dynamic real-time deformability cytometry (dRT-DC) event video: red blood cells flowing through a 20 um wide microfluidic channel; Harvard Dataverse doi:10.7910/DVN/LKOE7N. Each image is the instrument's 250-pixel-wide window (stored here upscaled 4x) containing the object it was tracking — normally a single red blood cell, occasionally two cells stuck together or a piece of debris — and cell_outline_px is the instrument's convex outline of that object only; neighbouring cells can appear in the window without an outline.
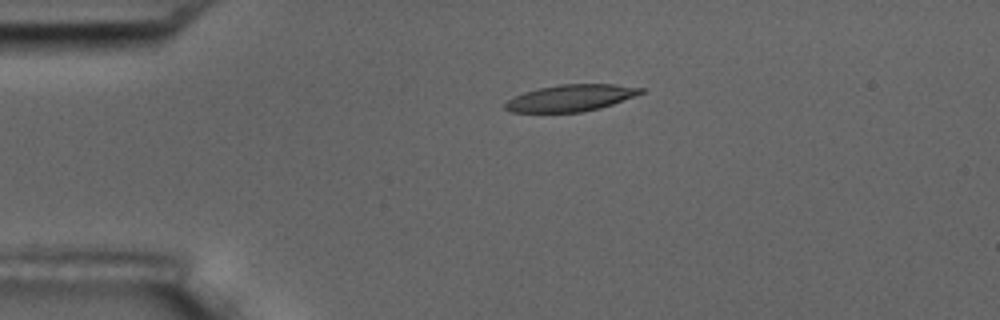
{"species": "common noctule bat (a hibernating species)", "species_latin": "Nyctalus noctula", "temperature_condition": "room temperature", "stored_images_in_passage": 2, "camera_frame_rate_fps": 3000, "um_per_image_px": 0.085, "animal": {"sex": "male", "body_mass_g": 17.5, "forearm_length_mm": 52.3}, "frame": {"image": 1, "passage_image": 1, "time_ms": 0.0, "image_size_px": [1000, 320], "cell_outline_px": [[644, 92], [612, 104], [600, 108], [580, 112], [512, 112], [504, 108], [504, 104], [508, 100], [524, 92], [540, 88], [560, 84], [616, 84], [644, 88]], "centroid_in_image_um": [48.52, 8.32], "position_along_channel_um": 36.5, "area_um2": 20.87}}